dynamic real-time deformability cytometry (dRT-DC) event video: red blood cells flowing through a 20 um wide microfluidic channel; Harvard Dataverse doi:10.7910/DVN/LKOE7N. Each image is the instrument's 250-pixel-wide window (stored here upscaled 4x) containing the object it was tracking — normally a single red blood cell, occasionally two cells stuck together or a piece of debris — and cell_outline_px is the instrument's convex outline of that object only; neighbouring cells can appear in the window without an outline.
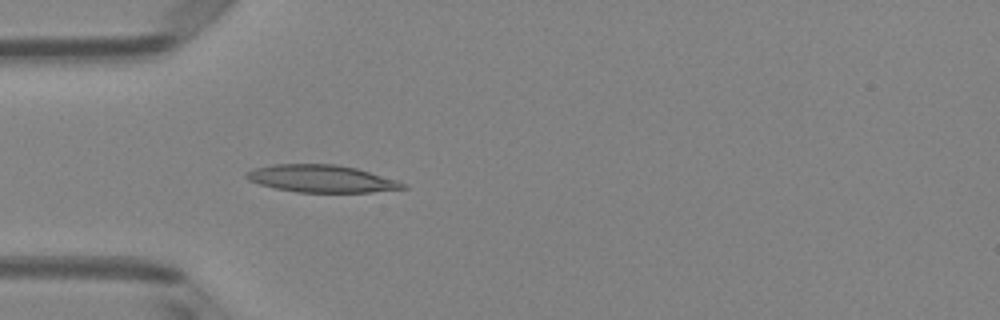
{"species": "Egyptian fruit bat (a non-hibernating species)", "species_latin": "Rousettus aegyptiacus", "temperature_condition": "room temperature", "stored_images_in_passage": 4, "camera_frame_rate_fps": 3000, "um_per_image_px": 0.085, "animal": {"sex": "female"}, "frame": {"image": 1, "passage_image": 4, "time_ms": 1.0, "image_size_px": [1000, 320], "cell_outline_px": [[408, 188], [372, 192], [296, 192], [276, 188], [260, 184], [248, 180], [244, 176], [244, 172], [252, 168], [272, 164], [336, 164], [356, 168], [396, 180], [408, 184]], "centroid_in_image_um": [27.29, 15.18], "position_along_channel_um": 57.7, "area_um2": 25.03}}